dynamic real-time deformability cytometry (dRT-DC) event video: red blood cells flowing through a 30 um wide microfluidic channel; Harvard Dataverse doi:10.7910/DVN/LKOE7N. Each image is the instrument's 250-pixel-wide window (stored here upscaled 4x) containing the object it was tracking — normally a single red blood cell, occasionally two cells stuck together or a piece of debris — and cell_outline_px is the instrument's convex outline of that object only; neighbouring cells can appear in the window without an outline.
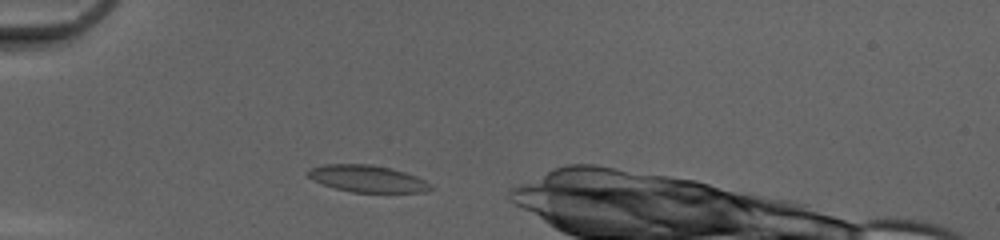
{"species": "common noctule bat (a hibernating species)", "species_latin": "Nyctalus noctula", "temperature_condition": "cold", "stored_images_in_passage": 35, "camera_frame_rate_fps": 3000, "um_per_image_px": 0.085, "animal": {"sex": "female", "body_mass_g": 20.0, "forearm_length_mm": 54.0}, "frame": {"image": 1, "passage_image": 1, "time_ms": 0.0, "image_size_px": [1000, 240], "cell_outline_px": [[436, 188], [424, 192], [352, 192], [336, 188], [312, 180], [304, 172], [308, 168], [324, 164], [372, 164], [404, 172], [416, 176], [432, 184]], "centroid_in_image_um": [31.21, 15.18], "position_along_channel_um": 53.8, "area_um2": 19.31}}
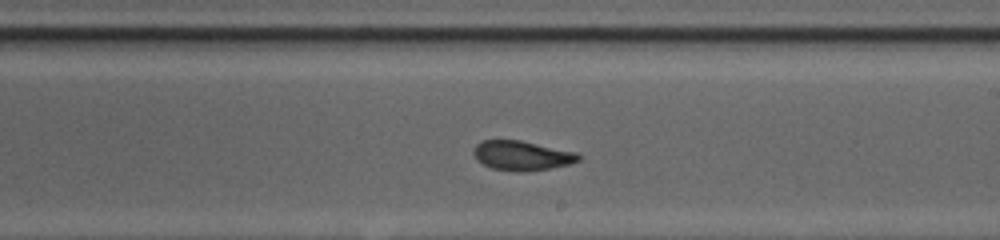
{"frame": {"image": 2, "passage_image": 16, "time_ms": 5.0, "image_size_px": [1000, 240], "cell_outline_px": [[580, 160], [568, 164], [528, 172], [492, 168], [476, 160], [472, 152], [472, 148], [476, 144], [484, 140], [520, 140], [576, 152], [580, 156]], "centroid_in_image_um": [44.32, 13.21], "position_along_channel_um": 244.7, "area_um2": 17.92}}
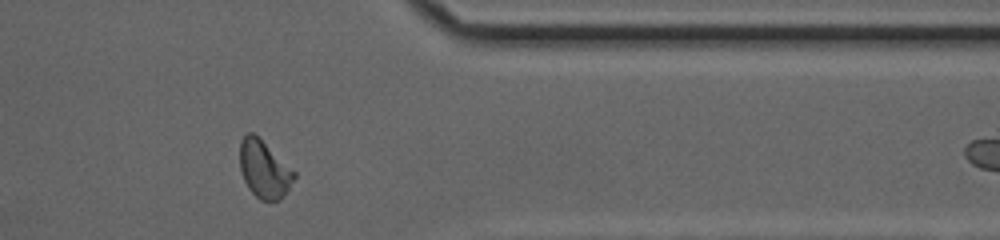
{"frame": {"image": 3, "passage_image": 27, "time_ms": 8.667, "image_size_px": [1000, 240], "cell_outline_px": [[296, 176], [280, 200], [260, 200], [248, 188], [244, 180], [240, 168], [240, 140], [248, 132], [252, 132], [296, 172]], "centroid_in_image_um": [22.44, 14.39], "position_along_channel_um": 389.0, "area_um2": 17.8}}